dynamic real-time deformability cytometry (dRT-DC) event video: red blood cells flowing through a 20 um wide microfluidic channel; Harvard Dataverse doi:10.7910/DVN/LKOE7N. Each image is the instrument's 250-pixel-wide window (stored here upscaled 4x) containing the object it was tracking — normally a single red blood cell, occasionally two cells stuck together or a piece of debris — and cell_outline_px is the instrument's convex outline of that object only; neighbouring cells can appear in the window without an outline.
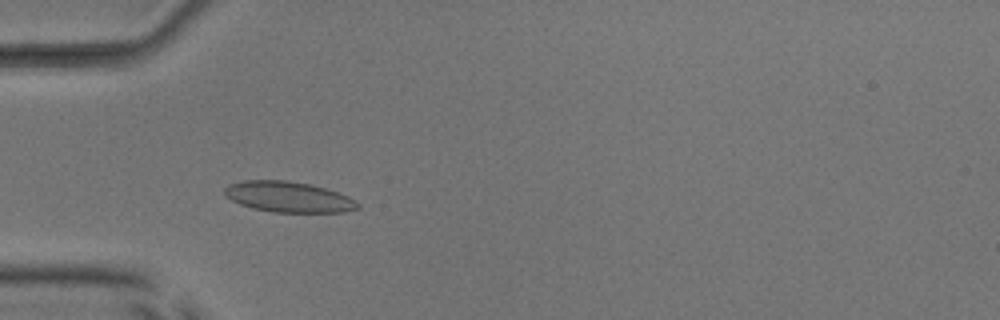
{"species": "common noctule bat (a hibernating species)", "species_latin": "Nyctalus noctula", "temperature_condition": "room temperature", "stored_images_in_passage": 51, "camera_frame_rate_fps": 3000, "um_per_image_px": 0.085, "animal": {"sex": "male", "body_mass_g": 17.9, "forearm_length_mm": 54.2}, "frame": {"image": 1, "passage_image": 16, "time_ms": 5.0, "image_size_px": [1000, 320], "cell_outline_px": [[360, 208], [344, 212], [272, 212], [252, 208], [240, 204], [224, 196], [224, 188], [228, 184], [244, 180], [284, 180], [308, 184], [324, 188], [348, 196], [360, 204]], "centroid_in_image_um": [24.48, 16.74], "position_along_channel_um": 60.5, "area_um2": 23.76}}
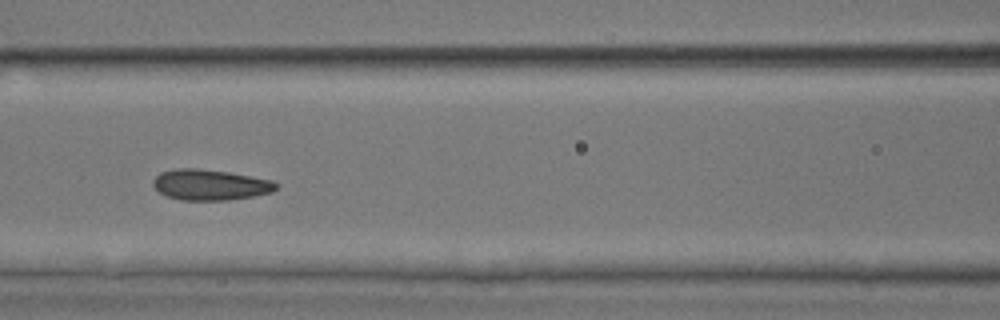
{"frame": {"image": 2, "passage_image": 23, "time_ms": 7.333, "image_size_px": [1000, 320], "cell_outline_px": [[280, 184], [272, 192], [252, 196], [228, 200], [180, 200], [168, 196], [160, 192], [152, 184], [152, 180], [160, 172], [176, 168], [196, 168], [228, 172], [272, 180]], "centroid_in_image_um": [17.86, 15.7], "position_along_channel_um": 148.7, "area_um2": 21.96}}
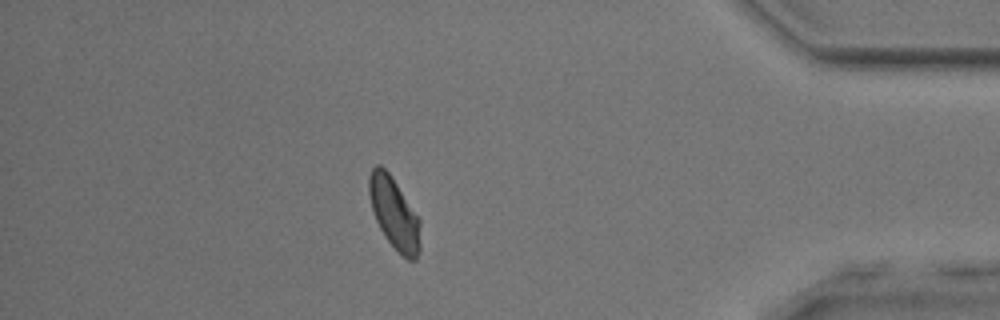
{"frame": {"image": 3, "passage_image": 45, "time_ms": 14.667, "image_size_px": [1000, 320], "cell_outline_px": [[420, 248], [416, 260], [408, 260], [388, 240], [380, 228], [376, 220], [372, 208], [368, 192], [368, 176], [372, 168], [376, 164], [380, 164], [388, 172], [420, 220]], "centroid_in_image_um": [33.49, 18.11], "position_along_channel_um": 401.7, "area_um2": 20.92}, "authors_computed_cell_mechanics": {"area_um2": 21.964, "velocity_mm_per_s": 3.9758, "shape_relaxation_time_tau1_ms": 3.4585, "shape_relaxation_time_tau2_ms": 0.8959, "deformation_change_tau1": 0.0998, "deformation_change_tau2": 0.0478}}